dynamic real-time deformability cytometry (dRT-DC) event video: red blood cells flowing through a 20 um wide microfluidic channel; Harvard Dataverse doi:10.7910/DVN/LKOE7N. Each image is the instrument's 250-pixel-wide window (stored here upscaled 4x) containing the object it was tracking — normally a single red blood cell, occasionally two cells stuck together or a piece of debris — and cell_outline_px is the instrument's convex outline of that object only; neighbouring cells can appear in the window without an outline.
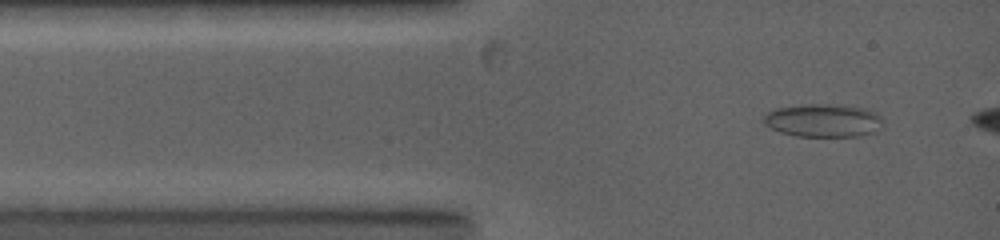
{"species": "common noctule bat (a hibernating species)", "species_latin": "Nyctalus noctula", "temperature_condition": "warm", "stored_images_in_passage": 8, "camera_frame_rate_fps": 5000, "um_per_image_px": 0.085, "animal": {"sex": "female", "body_mass_g": 19.0, "forearm_length_mm": 53.3}, "frame": {"image": 1, "passage_image": 3, "time_ms": 0.6, "image_size_px": [1000, 240], "cell_outline_px": [[880, 120], [872, 132], [856, 136], [796, 136], [780, 132], [764, 124], [764, 116], [768, 112], [776, 108], [804, 104], [828, 104], [864, 108], [876, 112], [880, 116]], "centroid_in_image_um": [69.89, 10.23], "position_along_channel_um": 15.1, "area_um2": 22.48}}